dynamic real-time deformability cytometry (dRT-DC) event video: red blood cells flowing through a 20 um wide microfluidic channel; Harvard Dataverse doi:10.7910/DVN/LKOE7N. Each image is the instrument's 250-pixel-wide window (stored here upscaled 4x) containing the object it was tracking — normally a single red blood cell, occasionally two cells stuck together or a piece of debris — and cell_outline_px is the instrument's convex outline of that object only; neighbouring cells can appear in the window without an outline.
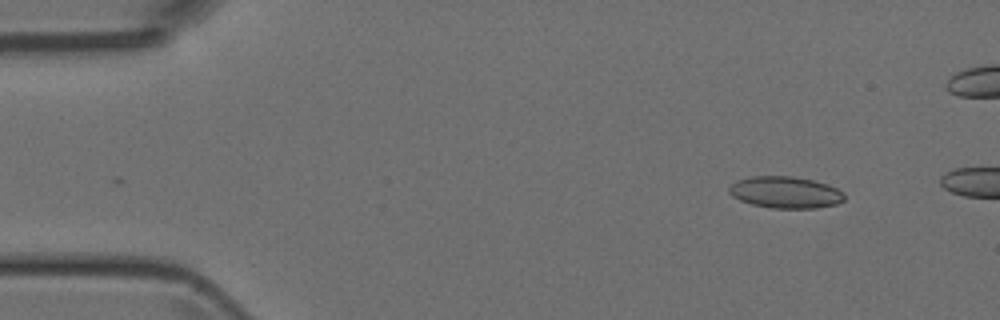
{"species": "Egyptian fruit bat (a non-hibernating species)", "species_latin": "Rousettus aegyptiacus", "temperature_condition": "room temperature", "stored_images_in_passage": 3, "camera_frame_rate_fps": 3000, "um_per_image_px": 0.085, "animal": {"sex": "female"}, "frame": {"image": 1, "passage_image": 1, "time_ms": 0.0, "image_size_px": [1000, 320], "cell_outline_px": [[844, 200], [836, 204], [816, 208], [772, 208], [752, 204], [740, 200], [732, 196], [728, 192], [728, 188], [736, 180], [752, 176], [792, 176], [812, 180], [828, 184], [844, 192]], "centroid_in_image_um": [66.75, 16.34], "position_along_channel_um": 18.3, "area_um2": 21.33}}